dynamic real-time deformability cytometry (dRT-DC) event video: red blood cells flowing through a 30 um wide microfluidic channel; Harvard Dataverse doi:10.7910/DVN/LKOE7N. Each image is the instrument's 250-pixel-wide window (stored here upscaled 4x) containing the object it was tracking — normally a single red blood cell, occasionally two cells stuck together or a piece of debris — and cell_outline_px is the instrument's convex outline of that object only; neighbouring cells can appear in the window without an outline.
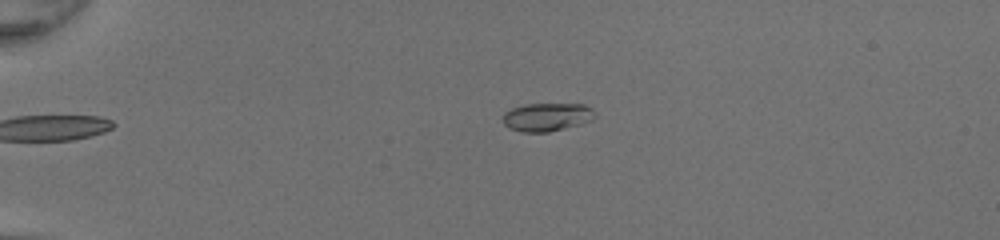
{"species": "common noctule bat (a hibernating species)", "species_latin": "Nyctalus noctula", "temperature_condition": "room temperature", "stored_images_in_passage": 50, "camera_frame_rate_fps": 3000, "um_per_image_px": 0.085, "animal": {"sex": "female", "body_mass_g": 20.0, "forearm_length_mm": 54.0}, "frame": {"image": 1, "passage_image": 13, "time_ms": 4.0, "image_size_px": [1000, 240], "cell_outline_px": [[596, 116], [592, 120], [580, 124], [548, 132], [524, 132], [508, 128], [504, 124], [504, 112], [512, 108], [524, 104], [584, 104], [592, 108], [596, 112]], "centroid_in_image_um": [46.51, 9.94], "position_along_channel_um": 38.5, "area_um2": 15.2}}
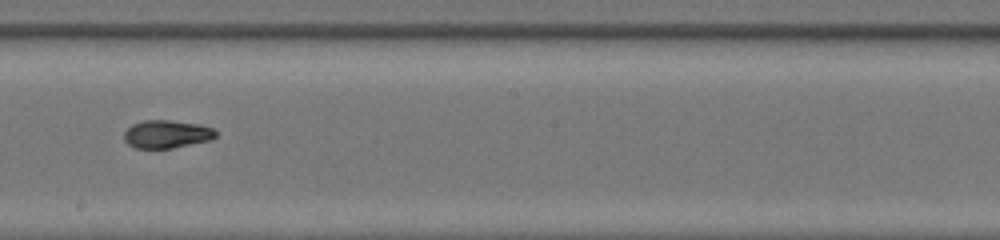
{"frame": {"image": 2, "passage_image": 31, "time_ms": 10.0, "image_size_px": [1000, 240], "cell_outline_px": [[216, 136], [212, 140], [172, 148], [136, 148], [128, 144], [124, 140], [124, 132], [132, 124], [144, 120], [168, 120], [200, 124], [212, 128], [216, 132]], "centroid_in_image_um": [14.17, 11.4], "position_along_channel_um": 234.0, "area_um2": 14.97}}
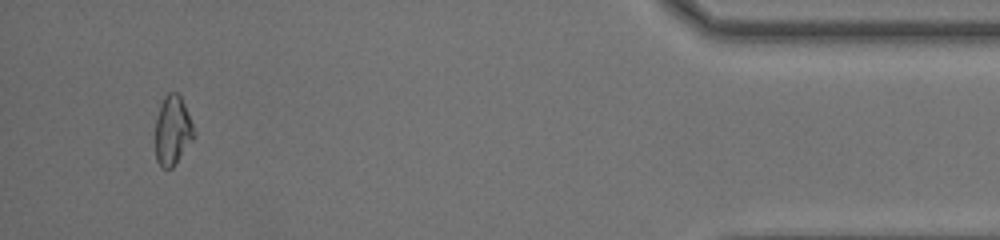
{"frame": {"image": 3, "passage_image": 48, "time_ms": 15.667, "image_size_px": [1000, 240], "cell_outline_px": [[196, 136], [172, 168], [164, 168], [156, 160], [156, 116], [160, 104], [164, 96], [168, 92], [176, 92], [180, 96], [184, 104], [196, 132]], "centroid_in_image_um": [14.68, 11.07], "position_along_channel_um": 420.5, "area_um2": 15.61}, "authors_computed_cell_mechanics": {"area_um2": 15.4037, "velocity_mm_per_s": 4.3266, "shape_relaxation_time_tau1_ms": 6.9138, "shape_relaxation_time_tau2_ms": 1.1382, "deformation_change_tau1": 0.2215, "deformation_change_tau2": 0.0454}}